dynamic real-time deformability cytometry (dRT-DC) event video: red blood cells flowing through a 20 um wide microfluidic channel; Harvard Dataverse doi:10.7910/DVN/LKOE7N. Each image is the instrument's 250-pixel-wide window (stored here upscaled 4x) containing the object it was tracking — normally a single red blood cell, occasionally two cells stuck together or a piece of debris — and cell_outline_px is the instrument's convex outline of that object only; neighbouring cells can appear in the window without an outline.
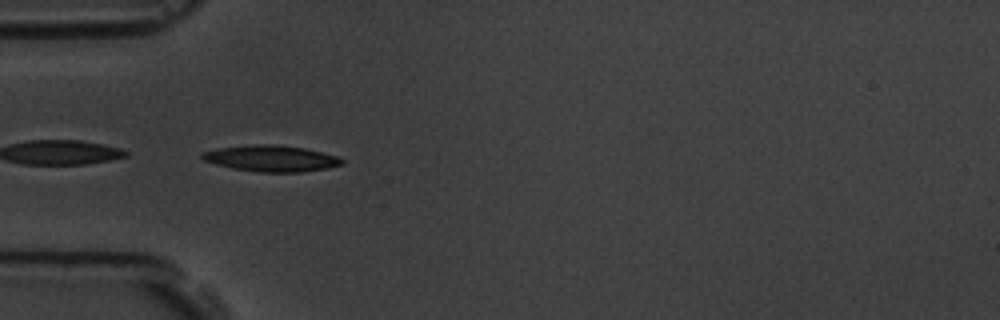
{"species": "common noctule bat (a hibernating species)", "species_latin": "Nyctalus noctula", "temperature_condition": "room temperature", "stored_images_in_passage": 7, "camera_frame_rate_fps": 3000, "um_per_image_px": 0.085, "animal": {"sex": "male", "body_mass_g": 19.5, "forearm_length_mm": 54.6}, "frame": {"image": 1, "passage_image": 6, "time_ms": 5.667, "image_size_px": [1000, 320], "cell_outline_px": [[344, 164], [328, 168], [300, 172], [260, 172], [232, 168], [216, 164], [204, 160], [200, 156], [200, 152], [216, 148], [252, 144], [272, 144], [304, 148], [340, 156], [344, 160]], "centroid_in_image_um": [23.06, 13.46], "position_along_channel_um": 61.9, "area_um2": 21.5}}